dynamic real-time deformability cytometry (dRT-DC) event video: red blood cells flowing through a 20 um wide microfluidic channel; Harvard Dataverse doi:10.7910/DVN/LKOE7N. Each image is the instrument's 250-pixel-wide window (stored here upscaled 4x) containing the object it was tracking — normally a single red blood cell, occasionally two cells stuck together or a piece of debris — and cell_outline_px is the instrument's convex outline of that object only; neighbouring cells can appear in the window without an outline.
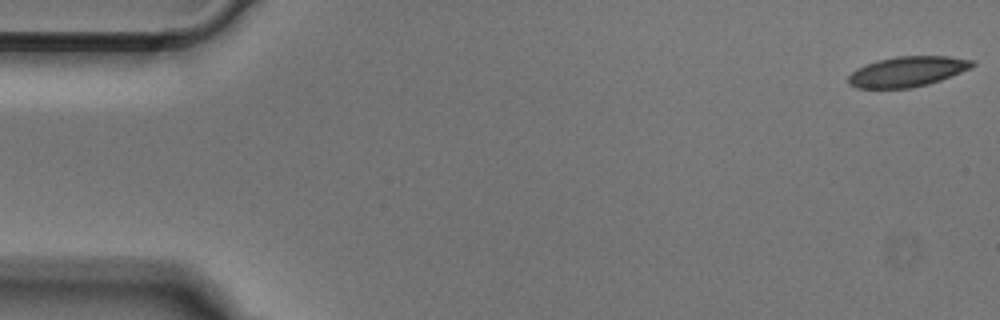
{"species": "Egyptian fruit bat (a non-hibernating species)", "species_latin": "Rousettus aegyptiacus", "temperature_condition": "cold", "stored_images_in_passage": 48, "camera_frame_rate_fps": 3000, "um_per_image_px": 0.085, "animal": {"sex": "male"}, "frame": {"image": 1, "passage_image": 1, "time_ms": 0.0, "image_size_px": [1000, 320], "cell_outline_px": [[976, 64], [960, 72], [940, 80], [928, 84], [908, 88], [856, 88], [848, 84], [848, 76], [856, 68], [880, 60], [896, 56], [948, 56], [976, 60]], "centroid_in_image_um": [77.12, 6.08], "position_along_channel_um": 7.9, "area_um2": 21.68}}
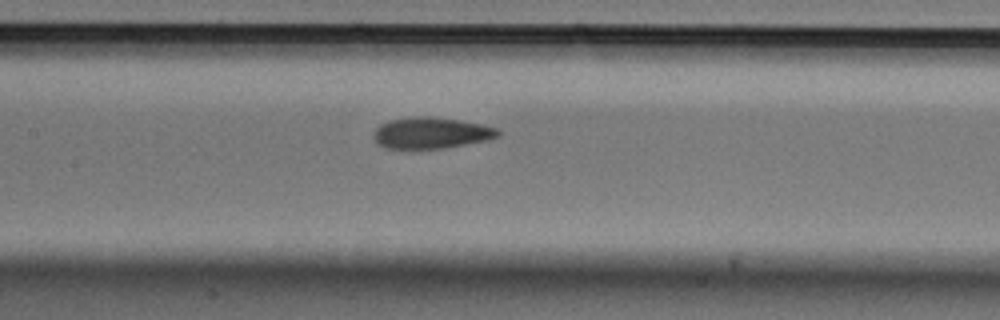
{"frame": {"image": 2, "passage_image": 23, "time_ms": 7.333, "image_size_px": [1000, 320], "cell_outline_px": [[500, 136], [484, 140], [444, 148], [384, 148], [376, 144], [372, 136], [376, 128], [380, 124], [388, 120], [420, 116], [432, 116], [480, 124], [496, 128], [500, 132]], "centroid_in_image_um": [36.57, 11.3], "position_along_channel_um": 170.8, "area_um2": 22.43}}
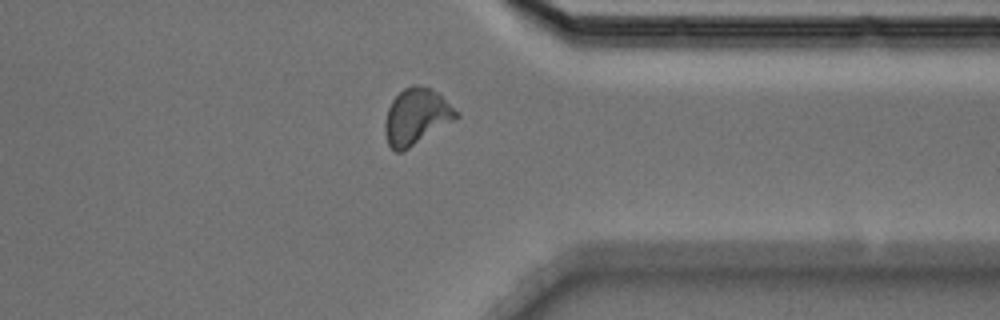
{"frame": {"image": 3, "passage_image": 39, "time_ms": 12.667, "image_size_px": [1000, 320], "cell_outline_px": [[460, 116], [456, 120], [404, 152], [396, 152], [388, 144], [384, 128], [384, 124], [388, 108], [392, 100], [404, 88], [412, 84], [416, 84], [432, 88], [460, 112]], "centroid_in_image_um": [35.42, 9.92], "position_along_channel_um": 376.0, "area_um2": 23.7}}